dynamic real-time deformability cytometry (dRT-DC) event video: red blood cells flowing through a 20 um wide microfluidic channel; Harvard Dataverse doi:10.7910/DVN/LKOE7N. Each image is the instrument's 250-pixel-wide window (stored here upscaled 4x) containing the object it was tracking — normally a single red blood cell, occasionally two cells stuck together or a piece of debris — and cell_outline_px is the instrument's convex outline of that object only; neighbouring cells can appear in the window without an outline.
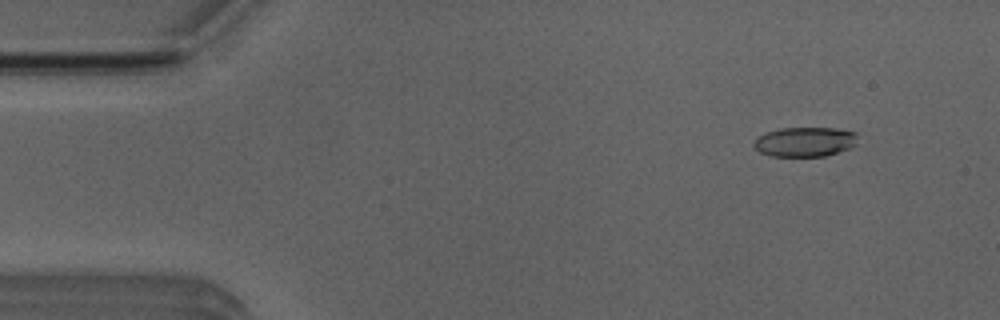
{"species": "Egyptian fruit bat (a non-hibernating species)", "species_latin": "Rousettus aegyptiacus", "temperature_condition": "room temperature", "stored_images_in_passage": 51, "camera_frame_rate_fps": 3000, "um_per_image_px": 0.085, "animal": {"sex": "male"}, "frame": {"image": 1, "passage_image": 5, "time_ms": 1.333, "image_size_px": [1000, 320], "cell_outline_px": [[856, 144], [848, 148], [824, 156], [772, 156], [760, 152], [752, 144], [760, 136], [768, 132], [780, 128], [836, 128], [856, 132]], "centroid_in_image_um": [68.42, 12.05], "position_along_channel_um": 16.6, "area_um2": 17.63}}
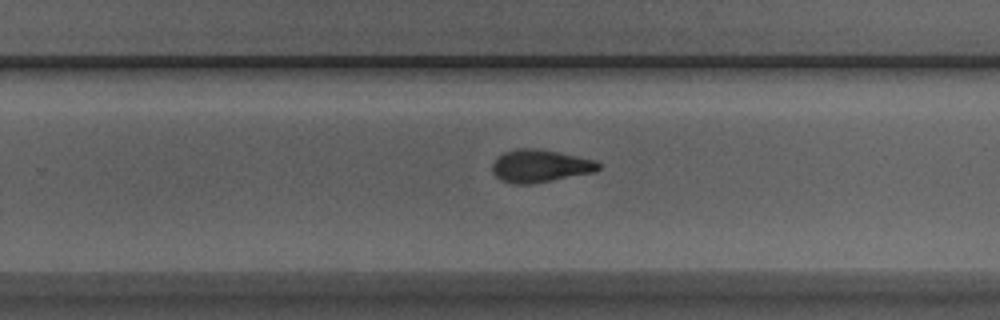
{"frame": {"image": 2, "passage_image": 32, "time_ms": 10.333, "image_size_px": [1000, 320], "cell_outline_px": [[600, 168], [596, 172], [532, 184], [512, 184], [500, 180], [492, 172], [492, 164], [496, 156], [504, 152], [516, 148], [536, 148], [596, 160], [600, 164]], "centroid_in_image_um": [45.88, 14.11], "position_along_channel_um": 283.9, "area_um2": 20.4}}
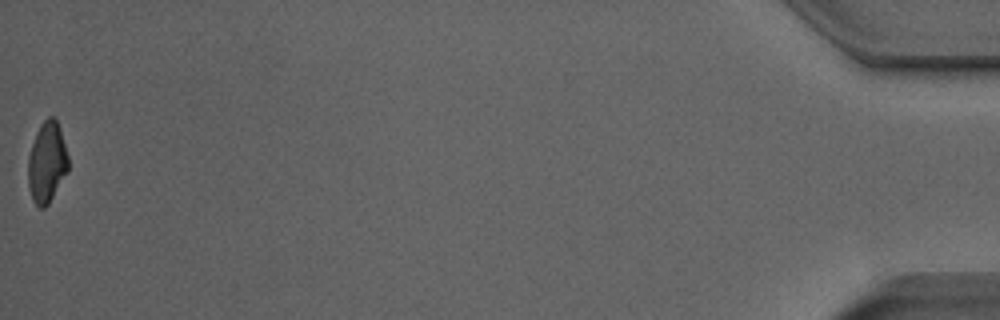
{"frame": {"image": 3, "passage_image": 51, "time_ms": 16.667, "image_size_px": [1000, 320], "cell_outline_px": [[68, 172], [48, 204], [44, 208], [40, 208], [32, 200], [28, 184], [28, 156], [36, 132], [40, 124], [48, 116], [56, 116], [60, 128], [68, 156]], "centroid_in_image_um": [3.99, 13.78], "position_along_channel_um": 431.2, "area_um2": 19.07}, "authors_computed_cell_mechanics": {"area_um2": 19.7098, "velocity_mm_per_s": 4.0119, "shape_relaxation_time_tau1_ms": 4.5602, "shape_relaxation_time_tau2_ms": 2.3604, "deformation_change_tau1": 0.1797, "deformation_change_tau2": 0.1013}}